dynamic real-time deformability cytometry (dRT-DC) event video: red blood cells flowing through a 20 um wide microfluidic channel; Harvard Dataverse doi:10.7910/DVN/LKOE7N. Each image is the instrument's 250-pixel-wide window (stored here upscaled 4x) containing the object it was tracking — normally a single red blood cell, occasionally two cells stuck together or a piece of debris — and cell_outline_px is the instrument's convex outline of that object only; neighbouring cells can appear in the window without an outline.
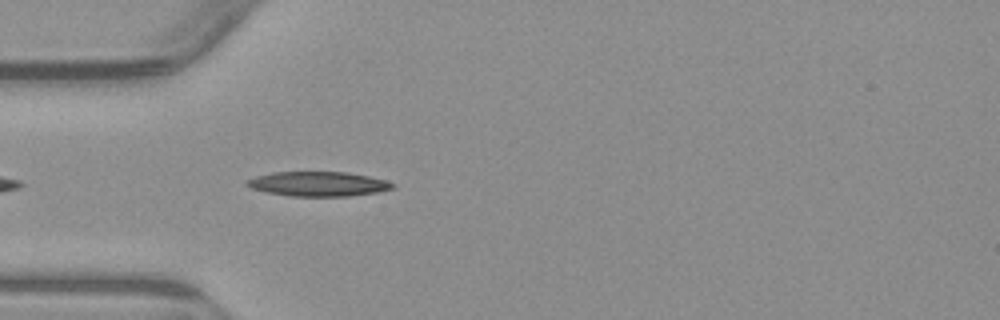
{"species": "common noctule bat (a hibernating species)", "species_latin": "Nyctalus noctula", "temperature_condition": "warm", "stored_images_in_passage": 1, "camera_frame_rate_fps": 3000, "um_per_image_px": 0.085, "animal": {"sex": "male", "body_mass_g": 23.1, "forearm_length_mm": 52.7}, "frame": {"image": 1, "passage_image": 1, "time_ms": 0.0, "image_size_px": [1000, 320], "cell_outline_px": [[396, 184], [392, 188], [376, 192], [348, 196], [292, 196], [264, 192], [252, 188], [244, 184], [244, 180], [256, 176], [272, 172], [348, 172], [368, 176], [384, 180]], "centroid_in_image_um": [26.98, 15.63], "position_along_channel_um": 58.0, "area_um2": 20.87}}